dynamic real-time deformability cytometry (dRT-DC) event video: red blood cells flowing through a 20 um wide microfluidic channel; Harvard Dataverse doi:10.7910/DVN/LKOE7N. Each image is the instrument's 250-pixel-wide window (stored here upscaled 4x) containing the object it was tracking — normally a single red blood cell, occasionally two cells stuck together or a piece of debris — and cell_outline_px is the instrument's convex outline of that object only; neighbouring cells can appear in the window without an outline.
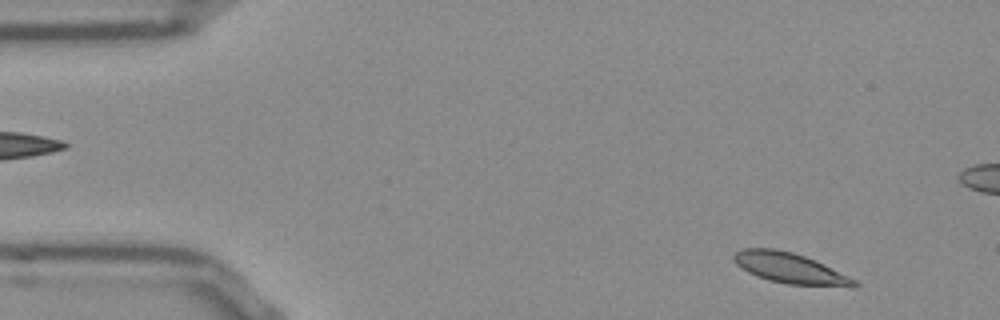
{"species": "Egyptian fruit bat (a non-hibernating species)", "species_latin": "Rousettus aegyptiacus", "temperature_condition": "room temperature", "stored_images_in_passage": 20, "camera_frame_rate_fps": 3000, "um_per_image_px": 0.085, "frame": {"image": 1, "passage_image": 3, "time_ms": 0.667, "image_size_px": [1000, 320], "cell_outline_px": [[860, 284], [856, 288], [852, 288], [788, 284], [768, 280], [756, 276], [740, 268], [732, 260], [732, 256], [740, 248], [776, 248], [792, 252], [816, 260], [856, 280]], "centroid_in_image_um": [67.16, 22.81], "position_along_channel_um": 17.8, "area_um2": 21.85}}
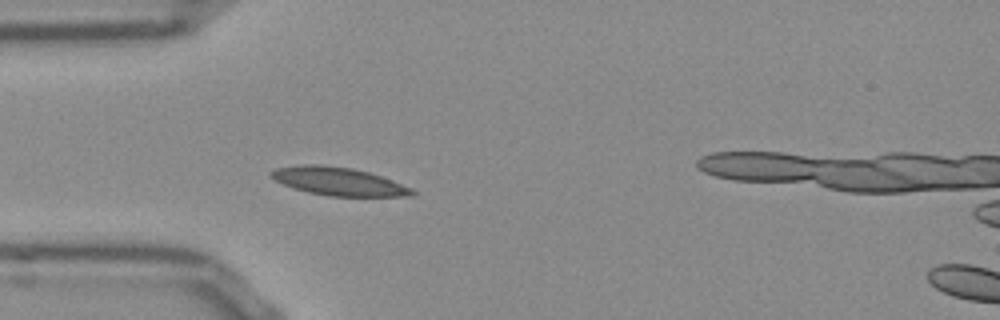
{"frame": {"image": 2, "passage_image": 13, "time_ms": 4.0, "image_size_px": [1000, 320], "cell_outline_px": [[416, 196], [328, 196], [308, 192], [292, 188], [268, 176], [268, 172], [276, 168], [304, 164], [320, 164], [352, 168], [368, 172], [392, 180], [412, 188], [416, 192]], "centroid_in_image_um": [28.76, 15.42], "position_along_channel_um": 56.2, "area_um2": 23.18}}
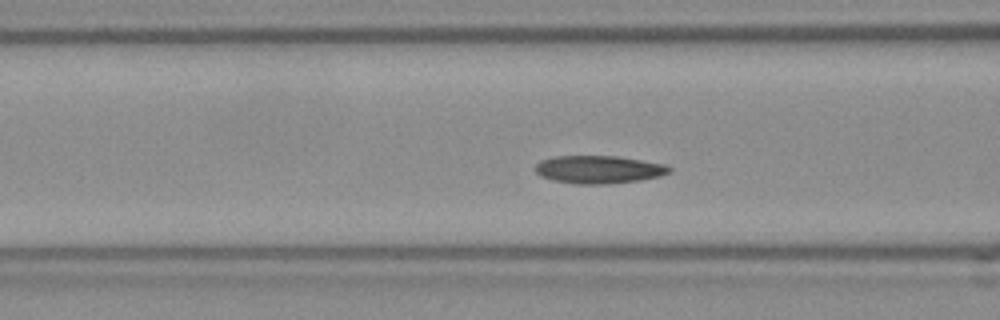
{"frame": {"image": 3, "passage_image": 18, "time_ms": 5.667, "image_size_px": [1000, 320], "cell_outline_px": [[672, 172], [660, 176], [640, 180], [604, 184], [576, 184], [552, 180], [540, 176], [536, 172], [536, 164], [540, 160], [552, 156], [616, 156], [664, 164], [672, 168]], "centroid_in_image_um": [50.88, 14.41], "position_along_channel_um": 115.7, "area_um2": 21.79}}